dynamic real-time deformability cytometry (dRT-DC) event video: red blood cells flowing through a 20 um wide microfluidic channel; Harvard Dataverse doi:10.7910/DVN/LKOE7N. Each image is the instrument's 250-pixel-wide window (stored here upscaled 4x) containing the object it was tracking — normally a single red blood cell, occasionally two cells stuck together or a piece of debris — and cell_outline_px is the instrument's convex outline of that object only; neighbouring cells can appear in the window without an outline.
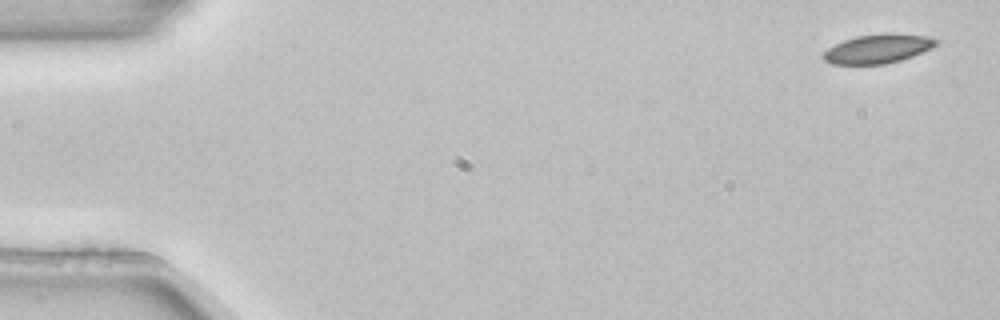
{"species": "common noctule bat (a hibernating species)", "species_latin": "Nyctalus noctula", "temperature_condition": "room temperature", "stored_images_in_passage": 5, "camera_frame_rate_fps": 3000, "um_per_image_px": 0.085, "animal": {"sex": "female", "body_mass_g": 22.7, "forearm_length_mm": 54.2}, "frame": {"image": 1, "passage_image": 1, "time_ms": 0.0, "image_size_px": [1000, 320], "cell_outline_px": [[940, 40], [932, 48], [912, 56], [900, 60], [884, 64], [832, 64], [824, 60], [820, 56], [828, 48], [844, 40], [856, 36], [884, 32], [928, 36]], "centroid_in_image_um": [74.62, 4.13], "position_along_channel_um": 10.4, "area_um2": 19.19}}
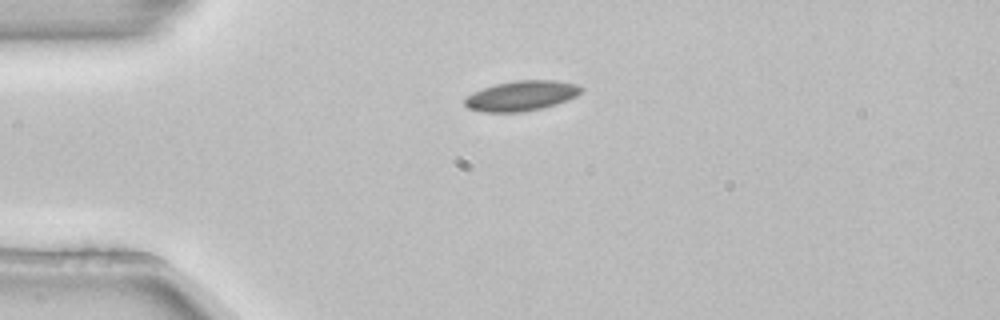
{"frame": {"image": 2, "passage_image": 3, "time_ms": 0.667, "image_size_px": [1000, 320], "cell_outline_px": [[584, 88], [576, 96], [568, 100], [544, 108], [524, 112], [484, 112], [468, 108], [464, 104], [464, 100], [472, 92], [496, 84], [516, 80], [556, 80], [576, 84]], "centroid_in_image_um": [44.33, 8.14], "position_along_channel_um": 40.7, "area_um2": 20.46}}